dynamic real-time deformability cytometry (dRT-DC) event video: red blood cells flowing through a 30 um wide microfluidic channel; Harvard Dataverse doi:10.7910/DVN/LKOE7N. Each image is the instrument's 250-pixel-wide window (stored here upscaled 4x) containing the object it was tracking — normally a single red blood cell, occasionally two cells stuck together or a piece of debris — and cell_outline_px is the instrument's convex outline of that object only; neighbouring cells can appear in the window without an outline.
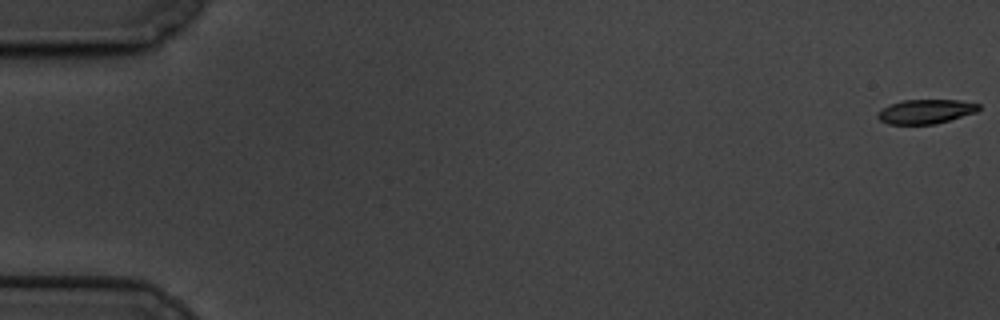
{"species": "common noctule bat (a hibernating species)", "species_latin": "Nyctalus noctula", "temperature_condition": "cold", "stored_images_in_passage": 61, "camera_frame_rate_fps": 3000, "um_per_image_px": 0.085, "animal": {"sex": "male", "body_mass_g": 19.5, "forearm_length_mm": 54.6}, "frame": {"image": 1, "passage_image": 1, "time_ms": 0.0, "image_size_px": [1000, 320], "cell_outline_px": [[980, 108], [976, 112], [936, 124], [888, 124], [880, 120], [876, 116], [876, 112], [880, 108], [888, 104], [904, 100], [960, 100], [980, 104]], "centroid_in_image_um": [78.64, 9.47], "position_along_channel_um": 6.4, "area_um2": 14.45}}
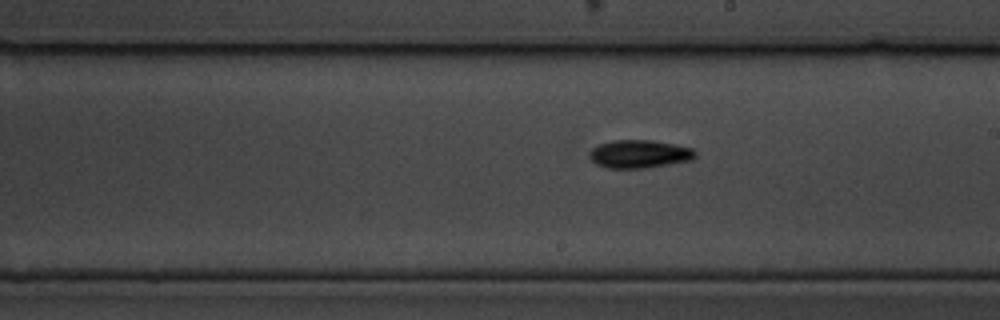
{"frame": {"image": 2, "passage_image": 35, "time_ms": 11.333, "image_size_px": [1000, 320], "cell_outline_px": [[696, 156], [692, 160], [644, 168], [608, 168], [596, 164], [588, 156], [588, 152], [592, 148], [600, 144], [612, 140], [652, 140], [692, 148], [696, 152]], "centroid_in_image_um": [54.32, 13.09], "position_along_channel_um": 234.7, "area_um2": 17.28}}
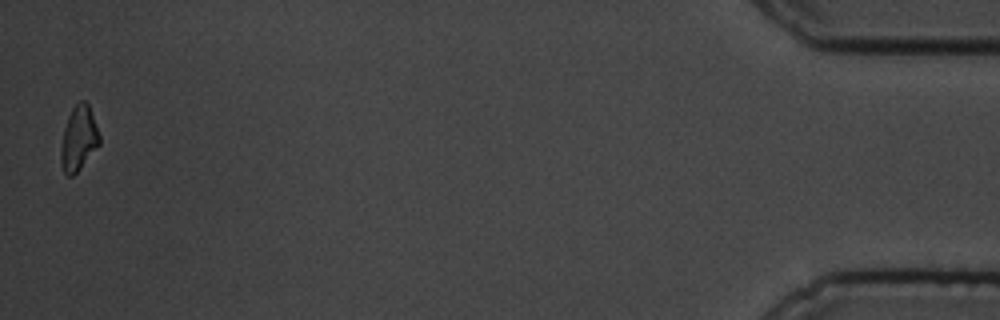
{"frame": {"image": 3, "passage_image": 60, "time_ms": 19.667, "image_size_px": [1000, 320], "cell_outline_px": [[100, 144], [80, 168], [72, 176], [68, 176], [64, 172], [60, 160], [60, 148], [64, 128], [68, 116], [72, 108], [80, 100], [84, 100], [88, 104], [100, 136]], "centroid_in_image_um": [6.67, 11.77], "position_along_channel_um": 428.5, "area_um2": 14.39}, "authors_computed_cell_mechanics": {"area_um2": 15.7216, "velocity_mm_per_s": 3.3765, "shape_relaxation_time_tau1_ms": 3.6426, "shape_relaxation_time_tau2_ms": null, "deformation_change_tau1": 0.1101, "deformation_change_tau2": null}}